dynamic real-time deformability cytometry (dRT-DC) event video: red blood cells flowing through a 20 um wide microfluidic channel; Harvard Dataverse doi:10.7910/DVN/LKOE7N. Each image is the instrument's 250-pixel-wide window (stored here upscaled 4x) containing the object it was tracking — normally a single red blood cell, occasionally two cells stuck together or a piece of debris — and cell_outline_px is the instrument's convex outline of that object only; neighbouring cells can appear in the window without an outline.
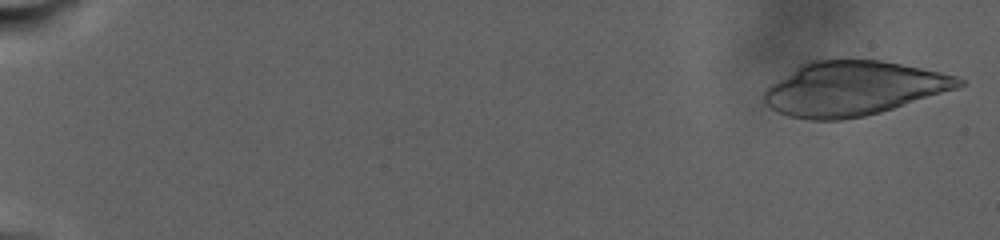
{"species": "human", "species_latin": "Homo sapiens", "temperature_condition": "warm", "stored_images_in_passage": 28, "camera_frame_rate_fps": 3000, "um_per_image_px": 0.085, "donor": {"sex": "male"}, "frame": {"image": 1, "passage_image": 3, "time_ms": 0.333, "image_size_px": [1000, 240], "cell_outline_px": [[964, 84], [956, 88], [880, 112], [864, 116], [840, 120], [808, 120], [788, 116], [776, 112], [764, 104], [764, 92], [772, 84], [800, 64], [808, 60], [880, 60], [940, 72], [956, 76], [964, 80]], "centroid_in_image_um": [72.47, 7.52], "position_along_channel_um": 12.5, "area_um2": 61.04}}
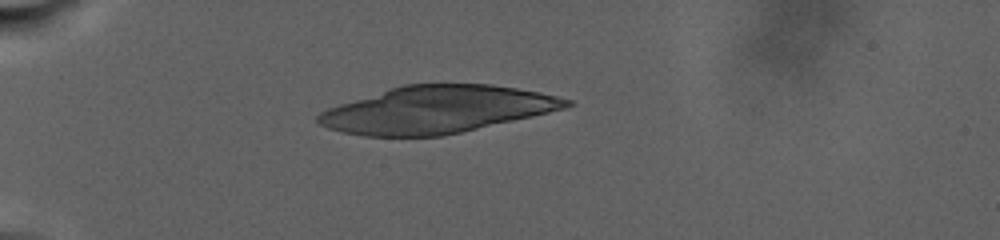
{"frame": {"image": 2, "passage_image": 21, "time_ms": 8.667, "image_size_px": [1000, 240], "cell_outline_px": [[576, 104], [564, 108], [532, 116], [460, 132], [440, 136], [364, 136], [344, 132], [328, 128], [320, 124], [316, 120], [316, 116], [320, 112], [328, 108], [388, 88], [404, 84], [492, 84], [540, 92], [572, 100]], "centroid_in_image_um": [37.12, 9.3], "position_along_channel_um": 47.9, "area_um2": 67.68}}